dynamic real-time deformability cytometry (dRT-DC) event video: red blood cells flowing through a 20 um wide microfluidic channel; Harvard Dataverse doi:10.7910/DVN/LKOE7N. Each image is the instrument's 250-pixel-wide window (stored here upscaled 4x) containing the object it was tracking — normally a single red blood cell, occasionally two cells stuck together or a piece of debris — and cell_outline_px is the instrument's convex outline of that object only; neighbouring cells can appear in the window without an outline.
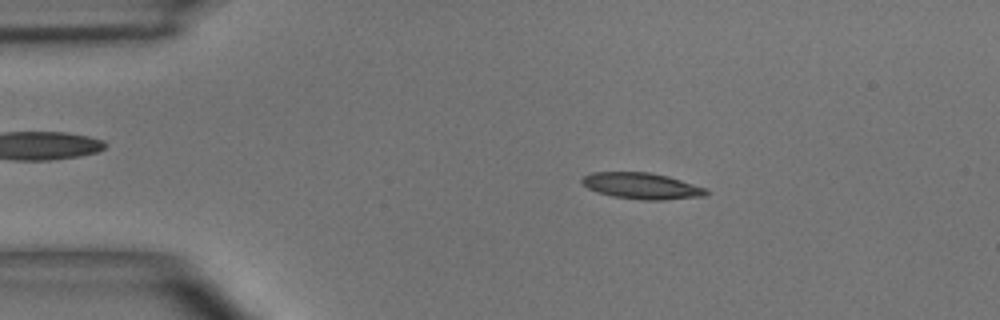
{"species": "common noctule bat (a hibernating species)", "species_latin": "Nyctalus noctula", "temperature_condition": "room temperature", "stored_images_in_passage": 4, "camera_frame_rate_fps": 3000, "um_per_image_px": 0.085, "animal": {"sex": "male", "body_mass_g": 15.6}, "frame": {"image": 1, "passage_image": 1, "time_ms": 0.0, "image_size_px": [1000, 320], "cell_outline_px": [[708, 192], [704, 196], [664, 200], [640, 200], [612, 196], [588, 188], [580, 180], [584, 176], [592, 172], [648, 172], [668, 176], [708, 188]], "centroid_in_image_um": [54.58, 15.8], "position_along_channel_um": 30.4, "area_um2": 18.96}}
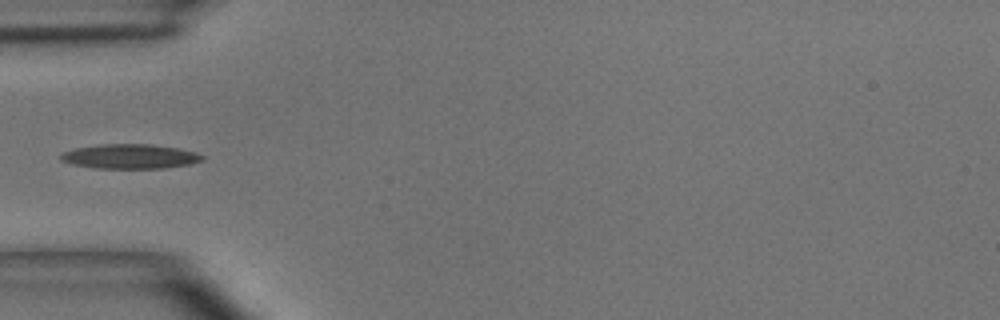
{"frame": {"image": 2, "passage_image": 3, "time_ms": 2.333, "image_size_px": [1000, 320], "cell_outline_px": [[204, 160], [188, 164], [164, 168], [96, 168], [72, 164], [60, 160], [60, 152], [76, 148], [100, 144], [152, 144], [176, 148], [196, 152], [204, 156]], "centroid_in_image_um": [11.02, 13.29], "position_along_channel_um": 74.0, "area_um2": 20.23}}
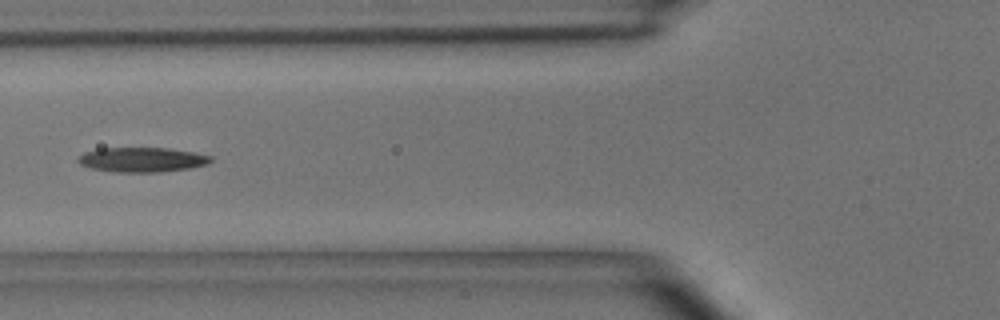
{"frame": {"image": 3, "passage_image": 4, "time_ms": 3.333, "image_size_px": [1000, 320], "cell_outline_px": [[212, 160], [208, 164], [188, 168], [160, 172], [112, 172], [92, 168], [80, 164], [76, 160], [84, 152], [96, 148], [168, 148], [192, 152], [212, 156]], "centroid_in_image_um": [12.05, 13.57], "position_along_channel_um": 113.8, "area_um2": 19.07}}